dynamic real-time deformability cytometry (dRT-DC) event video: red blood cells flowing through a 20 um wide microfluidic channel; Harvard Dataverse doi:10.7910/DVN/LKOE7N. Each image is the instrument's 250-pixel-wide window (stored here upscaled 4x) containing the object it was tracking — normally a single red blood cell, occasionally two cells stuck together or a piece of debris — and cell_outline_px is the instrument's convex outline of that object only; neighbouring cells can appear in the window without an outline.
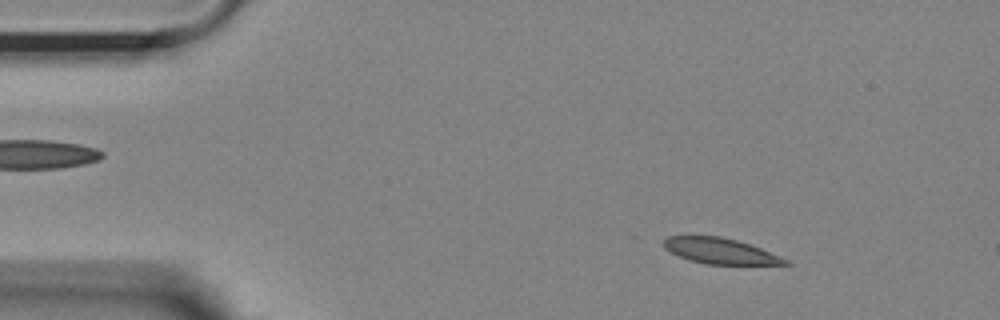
{"species": "Egyptian fruit bat (a non-hibernating species)", "species_latin": "Rousettus aegyptiacus", "temperature_condition": "room temperature", "stored_images_in_passage": 22, "camera_frame_rate_fps": 3000, "um_per_image_px": 0.085, "animal": {"sex": "female"}, "frame": {"image": 1, "passage_image": 7, "time_ms": 2.0, "image_size_px": [1000, 320], "cell_outline_px": [[792, 264], [704, 264], [688, 260], [664, 248], [664, 240], [668, 236], [720, 236], [736, 240], [760, 248], [780, 256], [788, 260]], "centroid_in_image_um": [61.21, 21.33], "position_along_channel_um": 23.8, "area_um2": 17.92}}
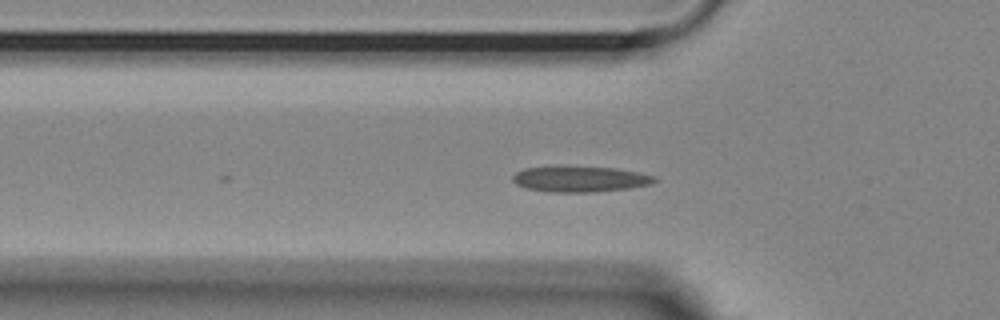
{"frame": {"image": 2, "passage_image": 17, "time_ms": 5.333, "image_size_px": [1000, 320], "cell_outline_px": [[656, 180], [652, 184], [628, 188], [592, 192], [548, 192], [524, 188], [516, 184], [512, 180], [512, 176], [516, 172], [524, 168], [616, 168], [640, 172], [656, 176]], "centroid_in_image_um": [49.32, 15.25], "position_along_channel_um": 76.5, "area_um2": 20.81}}
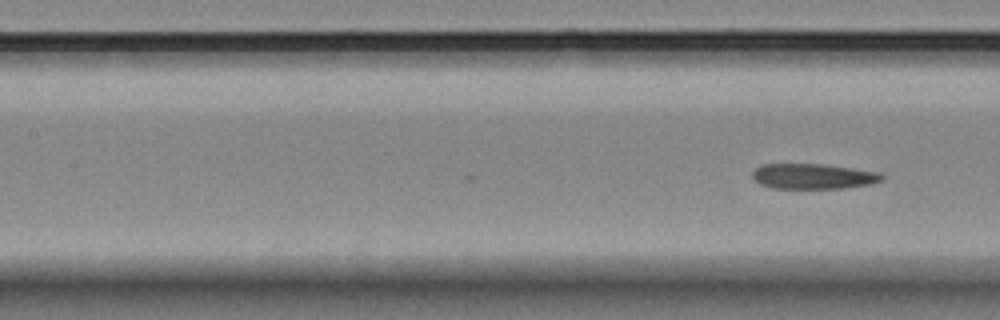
{"frame": {"image": 3, "passage_image": 22, "time_ms": 7.0, "image_size_px": [1000, 320], "cell_outline_px": [[884, 180], [868, 184], [844, 188], [772, 188], [760, 184], [752, 176], [752, 172], [756, 168], [764, 164], [824, 164], [852, 168], [876, 172], [884, 176]], "centroid_in_image_um": [69.11, 14.98], "position_along_channel_um": 138.3, "area_um2": 18.9}}